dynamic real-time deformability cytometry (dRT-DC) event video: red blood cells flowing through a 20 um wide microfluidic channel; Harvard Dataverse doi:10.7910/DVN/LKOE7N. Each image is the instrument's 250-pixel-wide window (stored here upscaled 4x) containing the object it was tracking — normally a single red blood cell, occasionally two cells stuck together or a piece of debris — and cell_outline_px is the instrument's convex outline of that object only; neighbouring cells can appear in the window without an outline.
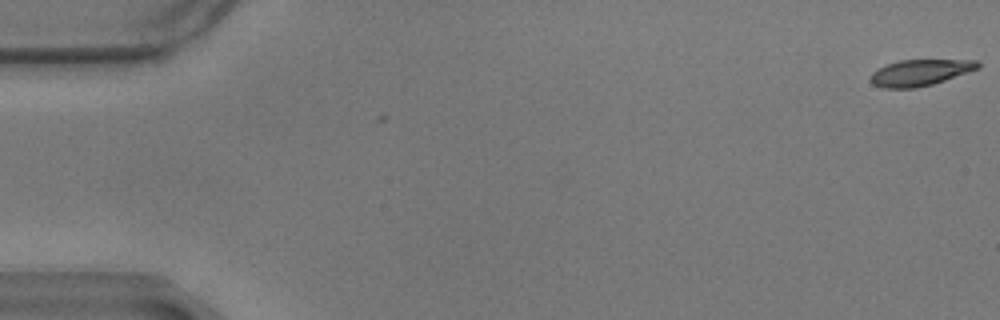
{"species": "common noctule bat (a hibernating species)", "species_latin": "Nyctalus noctula", "temperature_condition": "warm", "stored_images_in_passage": 3, "camera_frame_rate_fps": 3000, "um_per_image_px": 0.085, "animal": {"sex": "male", "body_mass_g": 17.9}, "frame": {"image": 1, "passage_image": 3, "time_ms": 0.667, "image_size_px": [1000, 320], "cell_outline_px": [[980, 68], [932, 84], [916, 88], [884, 88], [872, 84], [872, 72], [888, 64], [900, 60], [976, 60], [980, 64]], "centroid_in_image_um": [78.23, 6.17], "position_along_channel_um": 6.8, "area_um2": 16.13}}